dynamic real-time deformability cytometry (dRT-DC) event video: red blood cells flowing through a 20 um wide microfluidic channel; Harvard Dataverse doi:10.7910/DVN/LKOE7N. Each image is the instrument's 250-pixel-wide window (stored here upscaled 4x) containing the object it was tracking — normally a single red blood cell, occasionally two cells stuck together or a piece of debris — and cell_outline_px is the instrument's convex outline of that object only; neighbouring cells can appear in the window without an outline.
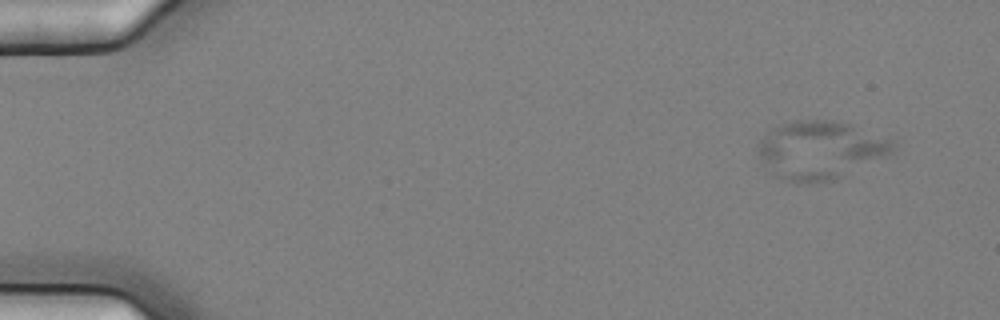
{"species": "common noctule bat (a hibernating species)", "species_latin": "Nyctalus noctula", "temperature_condition": "cold", "stored_images_in_passage": 5, "camera_frame_rate_fps": 3000, "um_per_image_px": 0.085, "animal": {"sex": "female", "body_mass_g": 25.1}, "frame": {"image": 1, "passage_image": 1, "time_ms": 0.0, "image_size_px": [1000, 320], "cell_outline_px": [[896, 152], [888, 156], [836, 180], [816, 184], [800, 184], [784, 180], [776, 176], [756, 152], [756, 144], [764, 136], [780, 124], [796, 120], [832, 120], [852, 124], [896, 140]], "centroid_in_image_um": [69.8, 12.77], "position_along_channel_um": 15.2, "area_um2": 46.59}}